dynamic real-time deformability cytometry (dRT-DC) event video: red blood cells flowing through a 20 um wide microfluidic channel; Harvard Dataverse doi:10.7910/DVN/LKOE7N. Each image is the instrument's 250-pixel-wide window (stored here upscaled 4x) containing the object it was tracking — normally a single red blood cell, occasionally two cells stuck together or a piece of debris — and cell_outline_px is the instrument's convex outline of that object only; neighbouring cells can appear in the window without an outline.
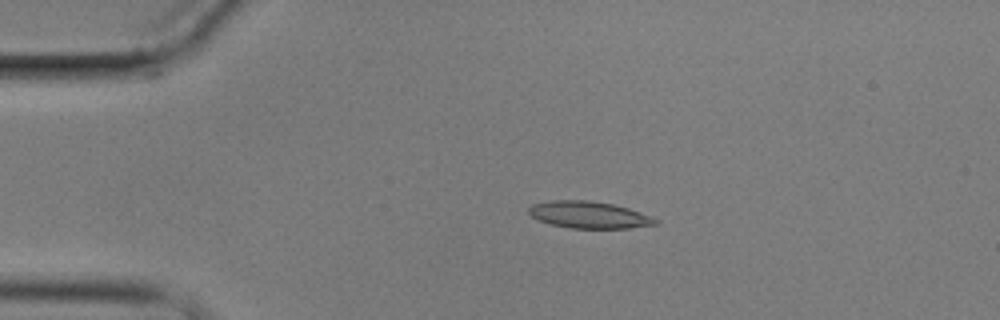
{"species": "common noctule bat (a hibernating species)", "species_latin": "Nyctalus noctula", "temperature_condition": "cold", "stored_images_in_passage": 4, "camera_frame_rate_fps": 3000, "um_per_image_px": 0.085, "animal": {"sex": "male", "body_mass_g": 17.9}, "frame": {"image": 1, "passage_image": 3, "time_ms": 2.333, "image_size_px": [1000, 320], "cell_outline_px": [[660, 224], [628, 228], [568, 228], [552, 224], [540, 220], [532, 216], [528, 212], [528, 208], [532, 204], [552, 200], [588, 200], [612, 204], [628, 208], [652, 216], [660, 220]], "centroid_in_image_um": [50.1, 18.26], "position_along_channel_um": 34.9, "area_um2": 19.88}}